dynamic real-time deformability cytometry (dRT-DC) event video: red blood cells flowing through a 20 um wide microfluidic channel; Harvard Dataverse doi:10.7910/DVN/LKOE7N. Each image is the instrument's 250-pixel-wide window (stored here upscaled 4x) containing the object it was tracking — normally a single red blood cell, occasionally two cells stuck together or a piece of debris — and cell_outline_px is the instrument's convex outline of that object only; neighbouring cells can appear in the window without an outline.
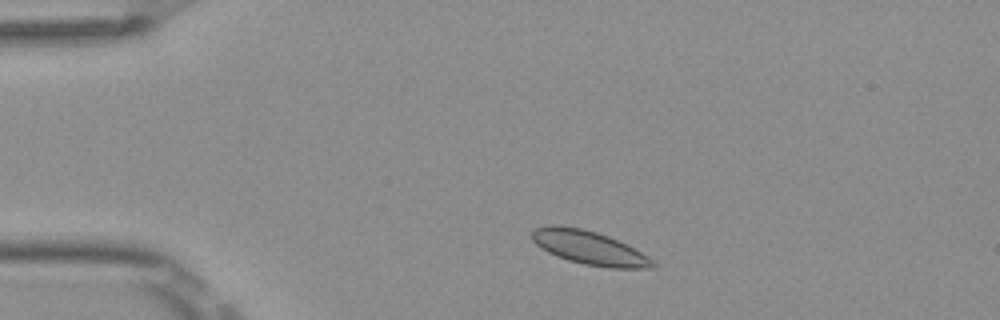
{"species": "Egyptian fruit bat (a non-hibernating species)", "species_latin": "Rousettus aegyptiacus", "temperature_condition": "room temperature", "stored_images_in_passage": 4, "camera_frame_rate_fps": 3000, "um_per_image_px": 0.085, "frame": {"image": 1, "passage_image": 1, "time_ms": 0.0, "image_size_px": [1000, 320], "cell_outline_px": [[656, 268], [608, 268], [584, 264], [568, 260], [556, 256], [540, 248], [532, 240], [532, 232], [536, 228], [548, 224], [556, 224], [580, 228], [596, 232], [608, 236], [648, 256], [656, 264]], "centroid_in_image_um": [50.04, 21.06], "position_along_channel_um": 35.0, "area_um2": 23.58}}
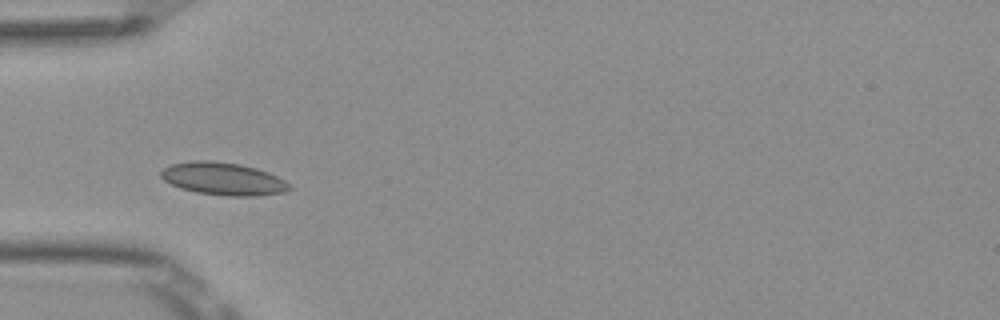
{"frame": {"image": 2, "passage_image": 3, "time_ms": 0.667, "image_size_px": [1000, 320], "cell_outline_px": [[292, 188], [284, 192], [256, 196], [228, 196], [196, 192], [180, 188], [164, 180], [160, 176], [160, 172], [164, 168], [172, 164], [192, 160], [208, 160], [240, 164], [256, 168], [268, 172], [292, 184]], "centroid_in_image_um": [18.98, 15.2], "position_along_channel_um": 66.0, "area_um2": 24.45}}
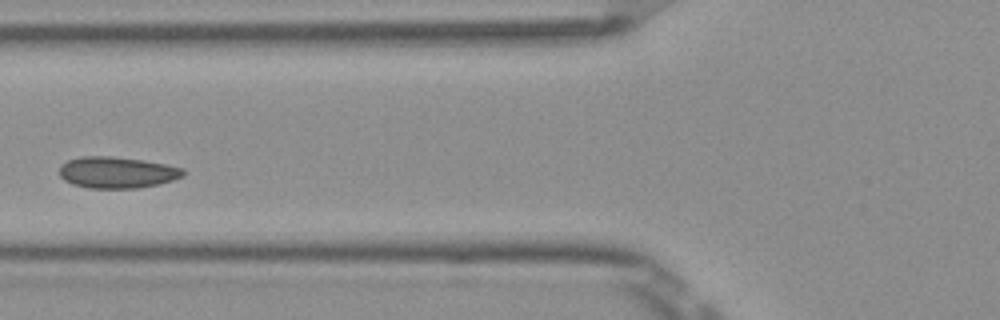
{"frame": {"image": 3, "passage_image": 4, "time_ms": 1.0, "image_size_px": [1000, 320], "cell_outline_px": [[184, 176], [160, 184], [136, 188], [88, 188], [72, 184], [64, 180], [60, 176], [60, 164], [68, 160], [84, 156], [108, 156], [144, 160], [184, 168]], "centroid_in_image_um": [9.94, 14.66], "position_along_channel_um": 115.9, "area_um2": 22.66}}